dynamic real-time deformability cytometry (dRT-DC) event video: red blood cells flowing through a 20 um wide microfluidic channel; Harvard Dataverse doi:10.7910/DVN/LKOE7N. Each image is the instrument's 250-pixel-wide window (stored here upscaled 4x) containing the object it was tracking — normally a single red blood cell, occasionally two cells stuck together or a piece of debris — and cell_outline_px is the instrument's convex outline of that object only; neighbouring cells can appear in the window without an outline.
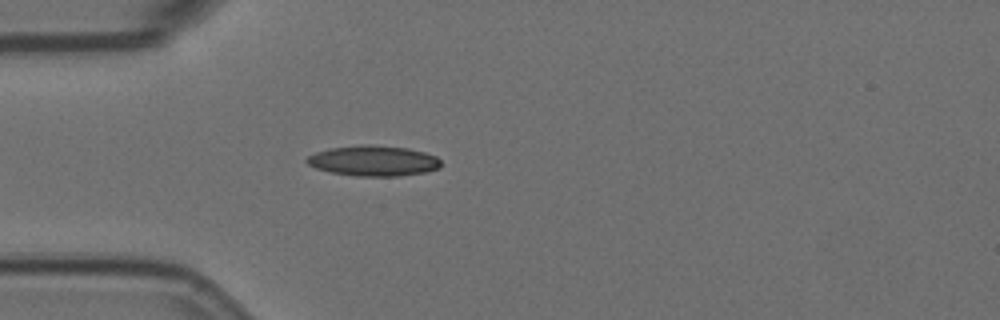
{"species": "Egyptian fruit bat (a non-hibernating species)", "species_latin": "Rousettus aegyptiacus", "temperature_condition": "room temperature", "stored_images_in_passage": 41, "camera_frame_rate_fps": 3000, "um_per_image_px": 0.085, "animal": {"sex": "female"}, "frame": {"image": 1, "passage_image": 1, "time_ms": 0.0, "image_size_px": [1000, 320], "cell_outline_px": [[440, 168], [424, 172], [400, 176], [356, 176], [332, 172], [316, 168], [308, 164], [304, 160], [308, 156], [316, 152], [328, 148], [360, 144], [372, 144], [408, 148], [424, 152], [436, 156], [440, 160]], "centroid_in_image_um": [31.73, 13.65], "position_along_channel_um": 53.3, "area_um2": 23.93}}
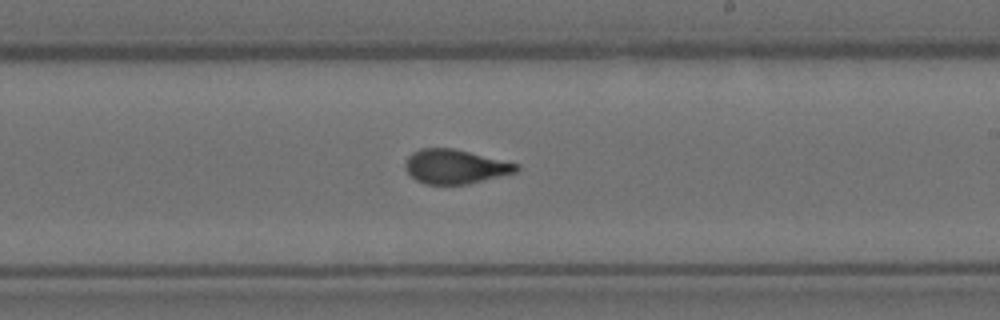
{"frame": {"image": 2, "passage_image": 18, "time_ms": 5.667, "image_size_px": [1000, 320], "cell_outline_px": [[520, 168], [516, 172], [468, 184], [424, 184], [416, 180], [404, 168], [404, 164], [408, 156], [412, 152], [420, 148], [452, 148], [520, 164]], "centroid_in_image_um": [38.67, 14.16], "position_along_channel_um": 250.3, "area_um2": 22.14}}
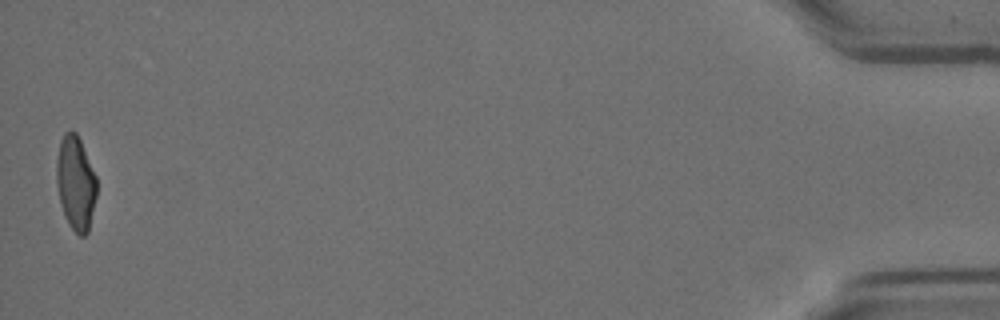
{"frame": {"image": 3, "passage_image": 41, "time_ms": 13.333, "image_size_px": [1000, 320], "cell_outline_px": [[96, 196], [88, 232], [84, 236], [80, 236], [68, 224], [64, 216], [60, 200], [56, 180], [56, 160], [60, 140], [64, 132], [76, 132], [80, 140], [96, 176]], "centroid_in_image_um": [6.42, 15.56], "position_along_channel_um": 428.8, "area_um2": 21.85}, "authors_computed_cell_mechanics": {"area_um2": 22.4842, "velocity_mm_per_s": 3.5875, "shape_relaxation_time_tau1_ms": 6.2067, "shape_relaxation_time_tau2_ms": 1.009, "deformation_change_tau1": 0.2085, "deformation_change_tau2": 0.059}}